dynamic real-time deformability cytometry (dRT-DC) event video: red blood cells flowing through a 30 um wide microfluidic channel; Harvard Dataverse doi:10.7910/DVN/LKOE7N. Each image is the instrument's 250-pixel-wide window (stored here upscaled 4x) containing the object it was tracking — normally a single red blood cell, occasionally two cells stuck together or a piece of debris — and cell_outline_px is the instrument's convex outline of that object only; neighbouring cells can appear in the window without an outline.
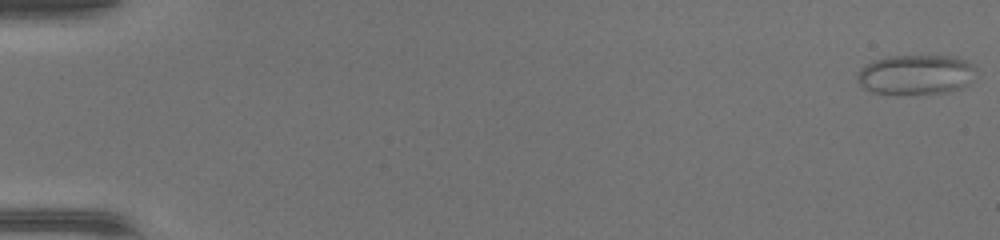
{"species": "common noctule bat (a hibernating species)", "species_latin": "Nyctalus noctula", "temperature_condition": "warm", "stored_images_in_passage": 49, "camera_frame_rate_fps": 3000, "um_per_image_px": 0.085, "animal": {"sex": "female", "body_mass_g": 17.0, "forearm_length_mm": 48.0}, "frame": {"image": 1, "passage_image": 1, "time_ms": 0.0, "image_size_px": [1000, 240], "cell_outline_px": [[976, 68], [964, 84], [960, 88], [944, 92], [872, 92], [864, 88], [860, 84], [860, 68], [872, 60], [888, 56], [956, 56], [972, 64]], "centroid_in_image_um": [77.82, 6.29], "position_along_channel_um": 7.2, "area_um2": 26.41}}
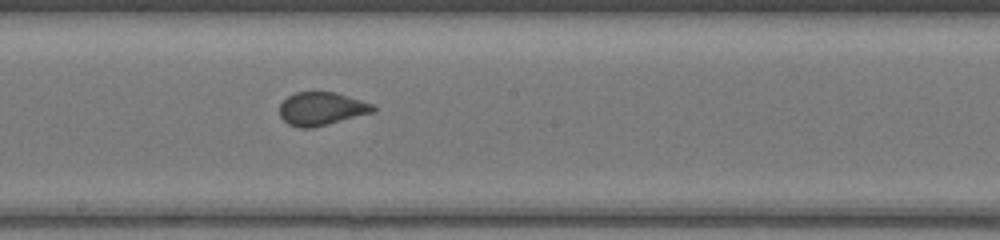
{"frame": {"image": 2, "passage_image": 28, "time_ms": 9.0, "image_size_px": [1000, 240], "cell_outline_px": [[376, 108], [372, 112], [328, 124], [312, 128], [300, 128], [288, 124], [280, 116], [280, 104], [288, 96], [296, 92], [336, 92], [372, 104]], "centroid_in_image_um": [27.29, 9.24], "position_along_channel_um": 220.9, "area_um2": 17.86}}
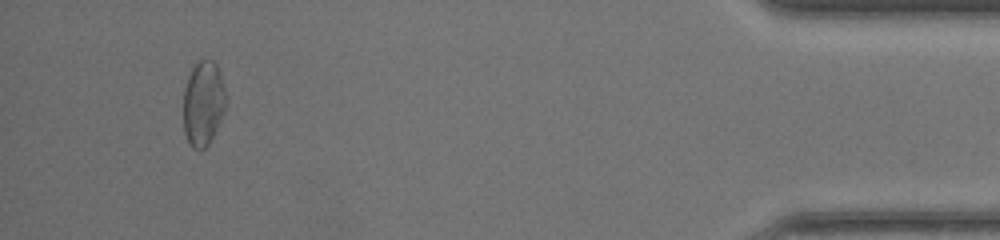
{"frame": {"image": 3, "passage_image": 46, "time_ms": 15.0, "image_size_px": [1000, 240], "cell_outline_px": [[224, 112], [208, 144], [200, 152], [192, 148], [188, 144], [184, 132], [184, 88], [192, 64], [196, 60], [212, 60], [216, 64], [220, 72], [224, 88]], "centroid_in_image_um": [17.24, 8.77], "position_along_channel_um": 418.0, "area_um2": 21.04}}